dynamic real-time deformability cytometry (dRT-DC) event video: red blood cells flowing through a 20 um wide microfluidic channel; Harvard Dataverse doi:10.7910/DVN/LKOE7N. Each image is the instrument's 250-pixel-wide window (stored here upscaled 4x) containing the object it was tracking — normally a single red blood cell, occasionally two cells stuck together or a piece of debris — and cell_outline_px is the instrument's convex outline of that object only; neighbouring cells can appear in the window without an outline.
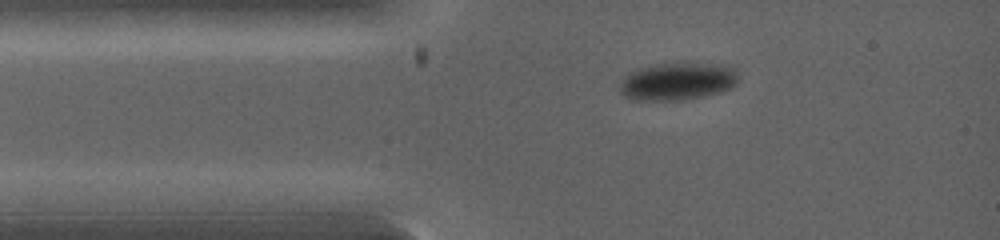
{"species": "common noctule bat (a hibernating species)", "species_latin": "Nyctalus noctula", "temperature_condition": "warm", "stored_images_in_passage": 4, "camera_frame_rate_fps": 5000, "um_per_image_px": 0.085, "animal": {"sex": "female", "body_mass_g": 19.0, "forearm_length_mm": 53.3}, "frame": {"image": 1, "passage_image": 1, "time_ms": 0.0, "image_size_px": [1000, 240], "cell_outline_px": [[740, 80], [732, 88], [720, 92], [680, 100], [632, 100], [624, 96], [620, 92], [620, 84], [624, 76], [628, 72], [640, 68], [672, 60], [688, 60], [720, 64], [732, 68], [736, 72]], "centroid_in_image_um": [57.6, 6.86], "position_along_channel_um": 27.4, "area_um2": 26.93}}
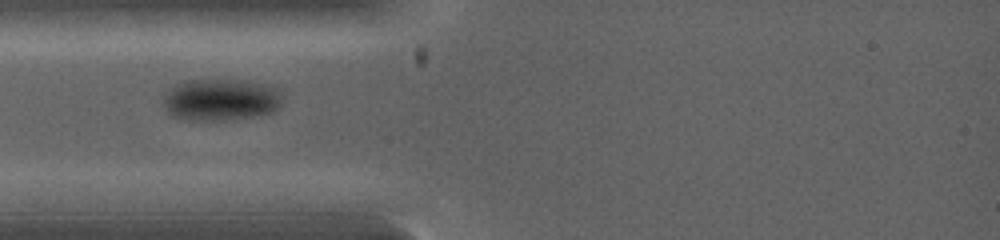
{"frame": {"image": 2, "passage_image": 3, "time_ms": 1.0, "image_size_px": [1000, 240], "cell_outline_px": [[280, 104], [272, 112], [252, 116], [224, 120], [184, 120], [172, 116], [168, 112], [164, 104], [164, 96], [176, 84], [188, 80], [248, 80], [276, 88], [280, 92]], "centroid_in_image_um": [18.74, 8.47], "position_along_channel_um": 66.3, "area_um2": 28.73}}